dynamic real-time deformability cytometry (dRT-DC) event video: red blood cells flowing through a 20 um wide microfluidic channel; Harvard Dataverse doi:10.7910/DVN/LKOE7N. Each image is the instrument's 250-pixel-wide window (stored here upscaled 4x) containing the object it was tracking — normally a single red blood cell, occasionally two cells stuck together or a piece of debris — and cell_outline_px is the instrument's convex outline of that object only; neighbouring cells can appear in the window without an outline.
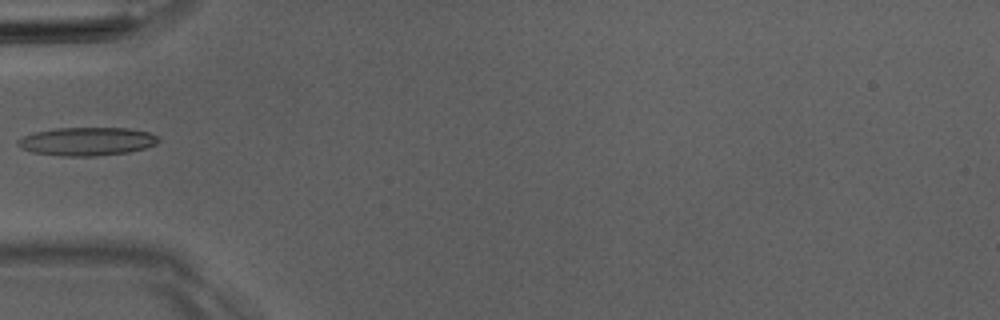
{"species": "Egyptian fruit bat (a non-hibernating species)", "species_latin": "Rousettus aegyptiacus", "temperature_condition": "room temperature", "stored_images_in_passage": 1, "camera_frame_rate_fps": 3000, "um_per_image_px": 0.085, "animal": {"sex": "male"}, "frame": {"image": 1, "passage_image": 1, "time_ms": 0.0, "image_size_px": [1000, 320], "cell_outline_px": [[160, 140], [156, 144], [144, 148], [128, 152], [96, 156], [60, 156], [32, 152], [20, 148], [16, 144], [16, 140], [32, 132], [56, 128], [128, 128], [148, 132], [156, 136]], "centroid_in_image_um": [7.34, 12.02], "position_along_channel_um": 77.7, "area_um2": 23.29}}